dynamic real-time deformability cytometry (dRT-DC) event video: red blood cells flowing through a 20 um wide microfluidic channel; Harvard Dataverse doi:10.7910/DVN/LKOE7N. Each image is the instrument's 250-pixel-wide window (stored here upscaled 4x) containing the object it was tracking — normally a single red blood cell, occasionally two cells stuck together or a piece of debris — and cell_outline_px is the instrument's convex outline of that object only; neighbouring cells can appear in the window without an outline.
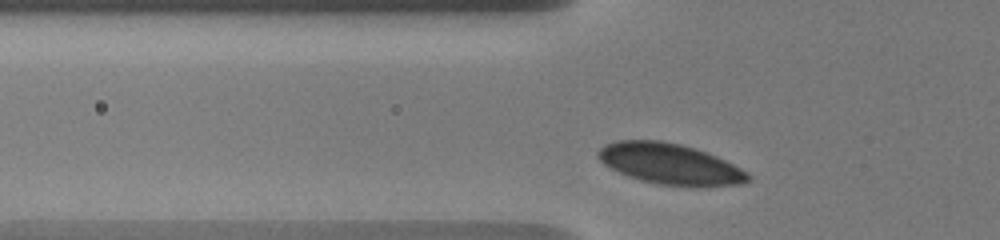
{"species": "human", "species_latin": "Homo sapiens", "temperature_condition": "warm", "stored_images_in_passage": 26, "camera_frame_rate_fps": 3000, "um_per_image_px": 0.085, "donor": {"sex": "male"}, "frame": {"image": 1, "passage_image": 5, "time_ms": 0.667, "image_size_px": [1000, 240], "cell_outline_px": [[748, 180], [740, 184], [704, 188], [696, 188], [660, 184], [640, 180], [616, 172], [604, 164], [596, 156], [596, 152], [600, 148], [608, 144], [620, 140], [660, 140], [680, 144], [696, 148], [716, 156], [748, 172]], "centroid_in_image_um": [56.94, 13.96], "position_along_channel_um": 68.9, "area_um2": 35.95}}
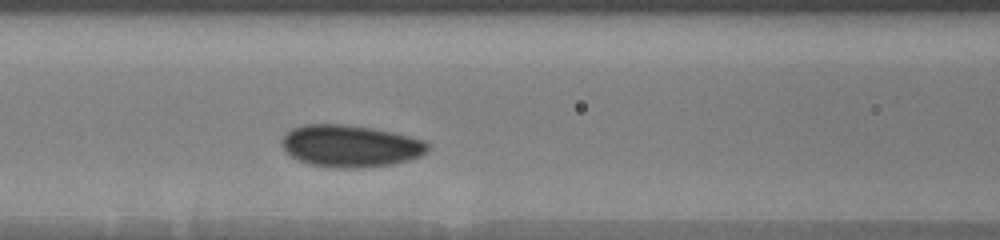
{"frame": {"image": 2, "passage_image": 17, "time_ms": 2.667, "image_size_px": [1000, 240], "cell_outline_px": [[428, 152], [420, 156], [408, 160], [392, 164], [364, 168], [332, 168], [308, 164], [296, 160], [284, 152], [280, 144], [280, 140], [292, 128], [308, 124], [340, 124], [372, 128], [392, 132], [424, 140], [428, 144]], "centroid_in_image_um": [29.73, 12.43], "position_along_channel_um": 136.9, "area_um2": 36.07}}
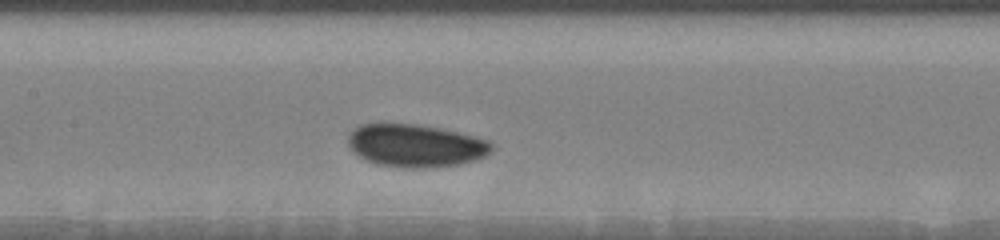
{"frame": {"image": 3, "passage_image": 23, "time_ms": 3.667, "image_size_px": [1000, 240], "cell_outline_px": [[492, 152], [476, 160], [456, 164], [424, 168], [408, 168], [376, 164], [364, 160], [356, 156], [348, 148], [348, 132], [352, 128], [360, 124], [380, 120], [384, 120], [416, 124], [440, 128], [488, 140], [492, 144]], "centroid_in_image_um": [35.19, 12.33], "position_along_channel_um": 172.2, "area_um2": 36.82}}